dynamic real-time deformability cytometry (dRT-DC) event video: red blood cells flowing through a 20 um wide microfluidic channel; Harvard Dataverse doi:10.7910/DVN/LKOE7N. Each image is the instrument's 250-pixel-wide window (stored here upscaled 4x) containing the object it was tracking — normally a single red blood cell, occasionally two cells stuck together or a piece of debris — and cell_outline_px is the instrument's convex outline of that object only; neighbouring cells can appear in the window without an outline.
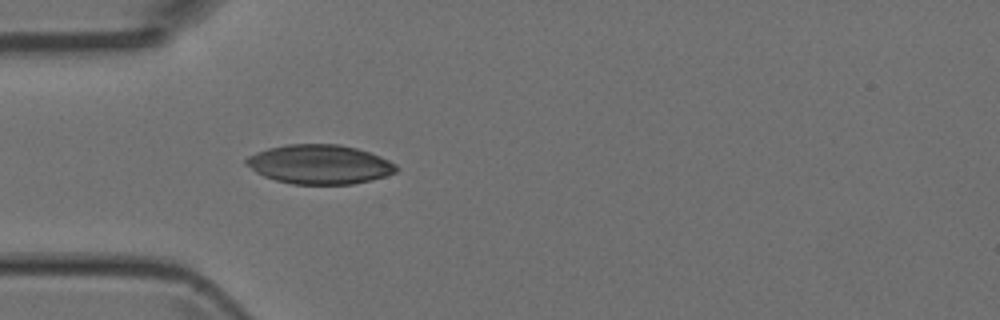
{"species": "Egyptian fruit bat (a non-hibernating species)", "species_latin": "Rousettus aegyptiacus", "temperature_condition": "room temperature", "stored_images_in_passage": 2, "camera_frame_rate_fps": 3000, "um_per_image_px": 0.085, "animal": {"sex": "female"}, "frame": {"image": 1, "passage_image": 2, "time_ms": 1.333, "image_size_px": [1000, 320], "cell_outline_px": [[400, 168], [396, 172], [384, 176], [352, 184], [292, 184], [276, 180], [264, 176], [256, 172], [244, 164], [244, 160], [248, 156], [256, 152], [268, 148], [288, 144], [340, 144], [356, 148], [380, 156], [396, 164]], "centroid_in_image_um": [27.14, 13.96], "position_along_channel_um": 57.9, "area_um2": 34.28}}